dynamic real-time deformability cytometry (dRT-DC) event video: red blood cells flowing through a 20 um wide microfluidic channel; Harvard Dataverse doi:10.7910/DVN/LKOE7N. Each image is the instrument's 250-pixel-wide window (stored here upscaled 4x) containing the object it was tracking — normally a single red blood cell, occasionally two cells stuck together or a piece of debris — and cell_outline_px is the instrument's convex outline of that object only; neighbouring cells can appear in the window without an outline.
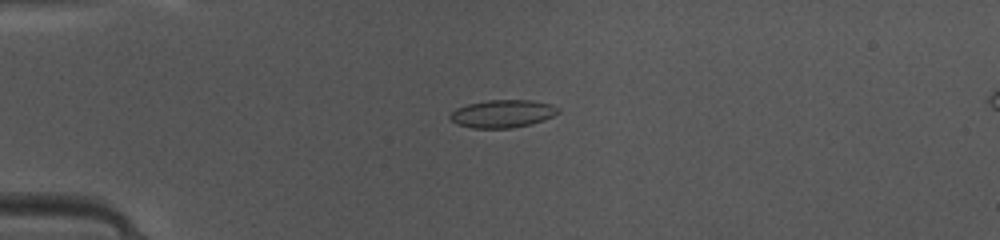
{"species": "common noctule bat (a hibernating species)", "species_latin": "Nyctalus noctula", "temperature_condition": "warm", "stored_images_in_passage": 49, "camera_frame_rate_fps": 3000, "um_per_image_px": 0.085, "animal": {"sex": "female", "body_mass_g": 10.0, "forearm_length_mm": 53.1}, "frame": {"image": 1, "passage_image": 13, "time_ms": 4.0, "image_size_px": [1000, 240], "cell_outline_px": [[560, 112], [544, 120], [532, 124], [512, 128], [472, 128], [456, 124], [448, 116], [456, 108], [468, 104], [488, 100], [532, 100], [552, 104], [560, 108]], "centroid_in_image_um": [42.74, 9.66], "position_along_channel_um": 42.3, "area_um2": 17.63}}
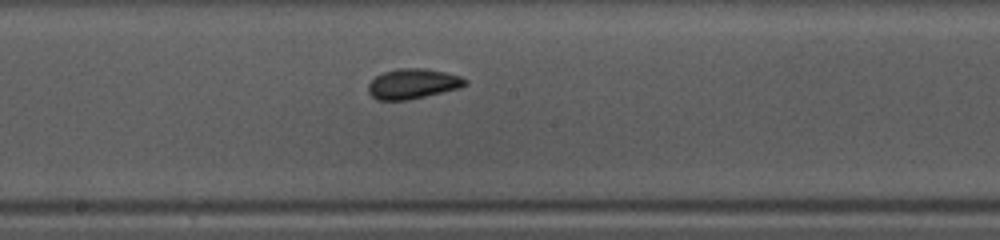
{"frame": {"image": 2, "passage_image": 27, "time_ms": 8.667, "image_size_px": [1000, 240], "cell_outline_px": [[468, 84], [460, 88], [408, 100], [376, 100], [368, 92], [368, 84], [376, 76], [384, 72], [396, 68], [424, 68], [444, 72], [460, 76], [468, 80]], "centroid_in_image_um": [35.09, 7.12], "position_along_channel_um": 213.1, "area_um2": 17.05}}
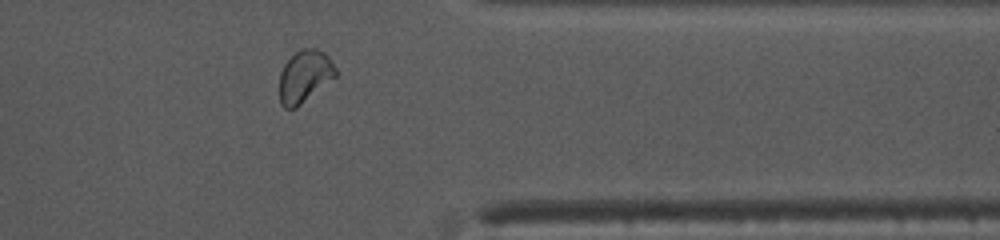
{"frame": {"image": 3, "passage_image": 40, "time_ms": 13.0, "image_size_px": [1000, 240], "cell_outline_px": [[336, 76], [296, 108], [284, 108], [280, 104], [280, 72], [284, 64], [300, 48], [316, 48], [324, 52], [332, 60], [336, 68]], "centroid_in_image_um": [25.9, 6.47], "position_along_channel_um": 385.5, "area_um2": 17.05}, "authors_computed_cell_mechanics": {"area_um2": 17.051, "velocity_mm_per_s": 4.1516, "shape_relaxation_time_tau1_ms": 5.0997, "shape_relaxation_time_tau2_ms": 1.7468, "deformation_change_tau1": 0.1114, "deformation_change_tau2": 0.0542}}